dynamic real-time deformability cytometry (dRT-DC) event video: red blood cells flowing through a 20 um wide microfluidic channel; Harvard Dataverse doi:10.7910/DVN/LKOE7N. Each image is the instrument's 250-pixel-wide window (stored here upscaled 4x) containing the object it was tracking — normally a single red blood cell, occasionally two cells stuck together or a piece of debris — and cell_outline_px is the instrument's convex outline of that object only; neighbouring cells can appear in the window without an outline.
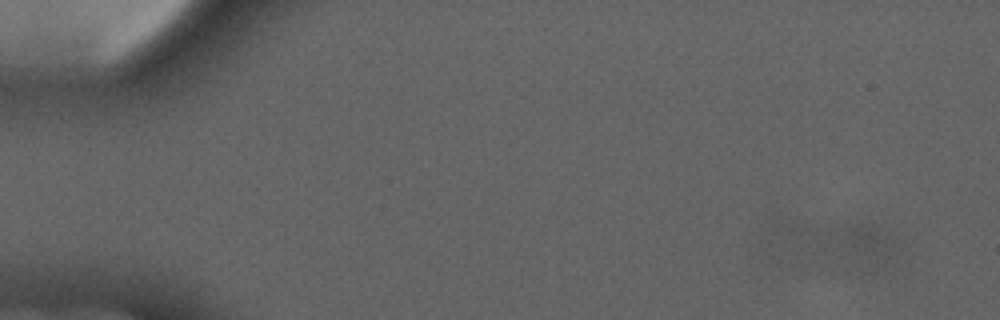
{"species": "common noctule bat (a hibernating species)", "species_latin": "Nyctalus noctula", "temperature_condition": "cold", "stored_images_in_passage": 3, "camera_frame_rate_fps": 3000, "um_per_image_px": 0.085, "animal": {"sex": "male", "forearm_length_mm": 52.5}, "frame": {"image": 1, "passage_image": 1, "time_ms": 0.0, "image_size_px": [1000, 320], "cell_outline_px": [[896, 240], [884, 268], [872, 276], [860, 276], [848, 232], [848, 228], [856, 224], [872, 224]], "centroid_in_image_um": [73.97, 21.09], "position_along_channel_um": 11.0, "area_um2": 12.37}}